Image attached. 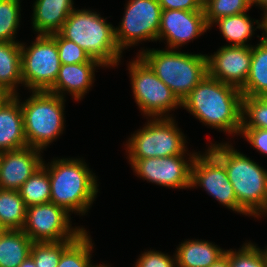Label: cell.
I'll return each instance as SVG.
<instances>
[{"label":"cell","mask_w":267,"mask_h":267,"mask_svg":"<svg viewBox=\"0 0 267 267\" xmlns=\"http://www.w3.org/2000/svg\"><path fill=\"white\" fill-rule=\"evenodd\" d=\"M243 94L209 74L193 88L181 106L212 128L240 135Z\"/></svg>","instance_id":"6da1fadb"},{"label":"cell","mask_w":267,"mask_h":267,"mask_svg":"<svg viewBox=\"0 0 267 267\" xmlns=\"http://www.w3.org/2000/svg\"><path fill=\"white\" fill-rule=\"evenodd\" d=\"M208 150L224 165L240 207L253 217L266 215L267 170L228 143H212Z\"/></svg>","instance_id":"7a4b0ae2"},{"label":"cell","mask_w":267,"mask_h":267,"mask_svg":"<svg viewBox=\"0 0 267 267\" xmlns=\"http://www.w3.org/2000/svg\"><path fill=\"white\" fill-rule=\"evenodd\" d=\"M50 179V202L68 213L85 215L98 193L97 178L81 159H54L47 165Z\"/></svg>","instance_id":"3957f363"},{"label":"cell","mask_w":267,"mask_h":267,"mask_svg":"<svg viewBox=\"0 0 267 267\" xmlns=\"http://www.w3.org/2000/svg\"><path fill=\"white\" fill-rule=\"evenodd\" d=\"M59 33L75 42L104 67L117 66L122 52L115 38V27L104 18L87 9H74Z\"/></svg>","instance_id":"277c9868"},{"label":"cell","mask_w":267,"mask_h":267,"mask_svg":"<svg viewBox=\"0 0 267 267\" xmlns=\"http://www.w3.org/2000/svg\"><path fill=\"white\" fill-rule=\"evenodd\" d=\"M139 56L181 103L208 74L206 54L182 53L175 49H143Z\"/></svg>","instance_id":"5b68a950"},{"label":"cell","mask_w":267,"mask_h":267,"mask_svg":"<svg viewBox=\"0 0 267 267\" xmlns=\"http://www.w3.org/2000/svg\"><path fill=\"white\" fill-rule=\"evenodd\" d=\"M64 102V98L48 91H32L25 102H20L29 147L43 150L63 132Z\"/></svg>","instance_id":"8992f818"},{"label":"cell","mask_w":267,"mask_h":267,"mask_svg":"<svg viewBox=\"0 0 267 267\" xmlns=\"http://www.w3.org/2000/svg\"><path fill=\"white\" fill-rule=\"evenodd\" d=\"M185 136L172 117L150 118L127 142L129 162L134 159L185 155Z\"/></svg>","instance_id":"52a82bcc"},{"label":"cell","mask_w":267,"mask_h":267,"mask_svg":"<svg viewBox=\"0 0 267 267\" xmlns=\"http://www.w3.org/2000/svg\"><path fill=\"white\" fill-rule=\"evenodd\" d=\"M128 67L135 102L145 116L170 117L169 111L181 108L179 99L139 55Z\"/></svg>","instance_id":"ba28073f"},{"label":"cell","mask_w":267,"mask_h":267,"mask_svg":"<svg viewBox=\"0 0 267 267\" xmlns=\"http://www.w3.org/2000/svg\"><path fill=\"white\" fill-rule=\"evenodd\" d=\"M21 43L22 82L32 91H49L58 76L61 62L56 41L50 35H37L26 47Z\"/></svg>","instance_id":"9c48e42d"},{"label":"cell","mask_w":267,"mask_h":267,"mask_svg":"<svg viewBox=\"0 0 267 267\" xmlns=\"http://www.w3.org/2000/svg\"><path fill=\"white\" fill-rule=\"evenodd\" d=\"M70 214L55 205L45 203L27 207L26 219L22 231L33 242H60L76 240L85 228L71 227Z\"/></svg>","instance_id":"30bf717a"},{"label":"cell","mask_w":267,"mask_h":267,"mask_svg":"<svg viewBox=\"0 0 267 267\" xmlns=\"http://www.w3.org/2000/svg\"><path fill=\"white\" fill-rule=\"evenodd\" d=\"M115 38L120 50L139 41H157L162 8L158 0H129Z\"/></svg>","instance_id":"8fae6325"},{"label":"cell","mask_w":267,"mask_h":267,"mask_svg":"<svg viewBox=\"0 0 267 267\" xmlns=\"http://www.w3.org/2000/svg\"><path fill=\"white\" fill-rule=\"evenodd\" d=\"M205 153L194 158L190 187L200 186L223 206L248 215L238 204L224 165L209 150Z\"/></svg>","instance_id":"7c38bea8"},{"label":"cell","mask_w":267,"mask_h":267,"mask_svg":"<svg viewBox=\"0 0 267 267\" xmlns=\"http://www.w3.org/2000/svg\"><path fill=\"white\" fill-rule=\"evenodd\" d=\"M196 153L189 154L190 162L185 155L167 157H151L146 159H134L130 165L140 177L157 185L186 189L191 188V170Z\"/></svg>","instance_id":"4fadbf2b"},{"label":"cell","mask_w":267,"mask_h":267,"mask_svg":"<svg viewBox=\"0 0 267 267\" xmlns=\"http://www.w3.org/2000/svg\"><path fill=\"white\" fill-rule=\"evenodd\" d=\"M252 61V46H222L214 55H207L208 74L241 89L247 80Z\"/></svg>","instance_id":"5bb4252c"},{"label":"cell","mask_w":267,"mask_h":267,"mask_svg":"<svg viewBox=\"0 0 267 267\" xmlns=\"http://www.w3.org/2000/svg\"><path fill=\"white\" fill-rule=\"evenodd\" d=\"M208 29L204 11L162 10L158 40L166 39L168 49H176Z\"/></svg>","instance_id":"9a60e30c"},{"label":"cell","mask_w":267,"mask_h":267,"mask_svg":"<svg viewBox=\"0 0 267 267\" xmlns=\"http://www.w3.org/2000/svg\"><path fill=\"white\" fill-rule=\"evenodd\" d=\"M41 150L25 147L1 152L0 188L19 190L25 181L42 166Z\"/></svg>","instance_id":"2e32d148"},{"label":"cell","mask_w":267,"mask_h":267,"mask_svg":"<svg viewBox=\"0 0 267 267\" xmlns=\"http://www.w3.org/2000/svg\"><path fill=\"white\" fill-rule=\"evenodd\" d=\"M104 67L99 61L90 59L86 63L61 64L53 87L48 91L65 98V91L78 101L89 91L95 80L96 67Z\"/></svg>","instance_id":"e0dca14e"},{"label":"cell","mask_w":267,"mask_h":267,"mask_svg":"<svg viewBox=\"0 0 267 267\" xmlns=\"http://www.w3.org/2000/svg\"><path fill=\"white\" fill-rule=\"evenodd\" d=\"M17 95H7L0 102V151L28 146L24 135L23 113Z\"/></svg>","instance_id":"ac0fdd59"},{"label":"cell","mask_w":267,"mask_h":267,"mask_svg":"<svg viewBox=\"0 0 267 267\" xmlns=\"http://www.w3.org/2000/svg\"><path fill=\"white\" fill-rule=\"evenodd\" d=\"M73 0H36L33 4L32 26L39 35L58 33L75 9Z\"/></svg>","instance_id":"d6986e66"},{"label":"cell","mask_w":267,"mask_h":267,"mask_svg":"<svg viewBox=\"0 0 267 267\" xmlns=\"http://www.w3.org/2000/svg\"><path fill=\"white\" fill-rule=\"evenodd\" d=\"M18 84L23 85L21 43L0 42V91L6 95H17L15 88Z\"/></svg>","instance_id":"ffe728a7"},{"label":"cell","mask_w":267,"mask_h":267,"mask_svg":"<svg viewBox=\"0 0 267 267\" xmlns=\"http://www.w3.org/2000/svg\"><path fill=\"white\" fill-rule=\"evenodd\" d=\"M212 242L202 240L184 241L176 250L177 267H209L225 254Z\"/></svg>","instance_id":"44dd1931"},{"label":"cell","mask_w":267,"mask_h":267,"mask_svg":"<svg viewBox=\"0 0 267 267\" xmlns=\"http://www.w3.org/2000/svg\"><path fill=\"white\" fill-rule=\"evenodd\" d=\"M260 43L252 46V61L245 85L240 89L243 96H267V39L262 35Z\"/></svg>","instance_id":"7402d4cb"},{"label":"cell","mask_w":267,"mask_h":267,"mask_svg":"<svg viewBox=\"0 0 267 267\" xmlns=\"http://www.w3.org/2000/svg\"><path fill=\"white\" fill-rule=\"evenodd\" d=\"M32 244L22 230H3L0 234V267H18L30 256Z\"/></svg>","instance_id":"603a6c76"},{"label":"cell","mask_w":267,"mask_h":267,"mask_svg":"<svg viewBox=\"0 0 267 267\" xmlns=\"http://www.w3.org/2000/svg\"><path fill=\"white\" fill-rule=\"evenodd\" d=\"M246 13L221 17L213 22V24H218L224 38L232 42L230 46H251L246 44V42L253 36V32L256 28L263 30V18L260 23L259 20L253 22ZM253 23L258 25L255 29Z\"/></svg>","instance_id":"cb8c5ba5"},{"label":"cell","mask_w":267,"mask_h":267,"mask_svg":"<svg viewBox=\"0 0 267 267\" xmlns=\"http://www.w3.org/2000/svg\"><path fill=\"white\" fill-rule=\"evenodd\" d=\"M27 207L18 190L0 188V228L22 230Z\"/></svg>","instance_id":"d4e9b609"},{"label":"cell","mask_w":267,"mask_h":267,"mask_svg":"<svg viewBox=\"0 0 267 267\" xmlns=\"http://www.w3.org/2000/svg\"><path fill=\"white\" fill-rule=\"evenodd\" d=\"M26 207L50 202L49 173L43 165L39 167L18 190Z\"/></svg>","instance_id":"484cf974"},{"label":"cell","mask_w":267,"mask_h":267,"mask_svg":"<svg viewBox=\"0 0 267 267\" xmlns=\"http://www.w3.org/2000/svg\"><path fill=\"white\" fill-rule=\"evenodd\" d=\"M92 239L83 232L61 255L57 267H105L91 263Z\"/></svg>","instance_id":"4316f807"},{"label":"cell","mask_w":267,"mask_h":267,"mask_svg":"<svg viewBox=\"0 0 267 267\" xmlns=\"http://www.w3.org/2000/svg\"><path fill=\"white\" fill-rule=\"evenodd\" d=\"M75 240L60 242H33L30 256L36 267H57L62 253Z\"/></svg>","instance_id":"83f0119b"},{"label":"cell","mask_w":267,"mask_h":267,"mask_svg":"<svg viewBox=\"0 0 267 267\" xmlns=\"http://www.w3.org/2000/svg\"><path fill=\"white\" fill-rule=\"evenodd\" d=\"M241 128L267 130V96H243Z\"/></svg>","instance_id":"f1b7e54d"},{"label":"cell","mask_w":267,"mask_h":267,"mask_svg":"<svg viewBox=\"0 0 267 267\" xmlns=\"http://www.w3.org/2000/svg\"><path fill=\"white\" fill-rule=\"evenodd\" d=\"M251 8L247 0H204V12L209 28L221 17L248 12Z\"/></svg>","instance_id":"f546056e"},{"label":"cell","mask_w":267,"mask_h":267,"mask_svg":"<svg viewBox=\"0 0 267 267\" xmlns=\"http://www.w3.org/2000/svg\"><path fill=\"white\" fill-rule=\"evenodd\" d=\"M20 0H0V42H16L20 22Z\"/></svg>","instance_id":"4dcf8cb0"},{"label":"cell","mask_w":267,"mask_h":267,"mask_svg":"<svg viewBox=\"0 0 267 267\" xmlns=\"http://www.w3.org/2000/svg\"><path fill=\"white\" fill-rule=\"evenodd\" d=\"M230 267H267L262 249L248 242L238 251L229 250Z\"/></svg>","instance_id":"1f68e13d"},{"label":"cell","mask_w":267,"mask_h":267,"mask_svg":"<svg viewBox=\"0 0 267 267\" xmlns=\"http://www.w3.org/2000/svg\"><path fill=\"white\" fill-rule=\"evenodd\" d=\"M55 41L61 64L86 63L91 57L75 42L64 38L59 32L50 35Z\"/></svg>","instance_id":"d6a6232c"},{"label":"cell","mask_w":267,"mask_h":267,"mask_svg":"<svg viewBox=\"0 0 267 267\" xmlns=\"http://www.w3.org/2000/svg\"><path fill=\"white\" fill-rule=\"evenodd\" d=\"M174 258L159 251H146L137 259L135 267H176V255Z\"/></svg>","instance_id":"836d02e7"},{"label":"cell","mask_w":267,"mask_h":267,"mask_svg":"<svg viewBox=\"0 0 267 267\" xmlns=\"http://www.w3.org/2000/svg\"><path fill=\"white\" fill-rule=\"evenodd\" d=\"M242 134L246 140L260 153L267 154V130L260 128H241Z\"/></svg>","instance_id":"e575fe53"},{"label":"cell","mask_w":267,"mask_h":267,"mask_svg":"<svg viewBox=\"0 0 267 267\" xmlns=\"http://www.w3.org/2000/svg\"><path fill=\"white\" fill-rule=\"evenodd\" d=\"M162 10L204 11V0H158Z\"/></svg>","instance_id":"d590c367"},{"label":"cell","mask_w":267,"mask_h":267,"mask_svg":"<svg viewBox=\"0 0 267 267\" xmlns=\"http://www.w3.org/2000/svg\"><path fill=\"white\" fill-rule=\"evenodd\" d=\"M209 267H230L229 250Z\"/></svg>","instance_id":"8d00e7d4"},{"label":"cell","mask_w":267,"mask_h":267,"mask_svg":"<svg viewBox=\"0 0 267 267\" xmlns=\"http://www.w3.org/2000/svg\"><path fill=\"white\" fill-rule=\"evenodd\" d=\"M18 267H36L31 256H28Z\"/></svg>","instance_id":"74e56055"},{"label":"cell","mask_w":267,"mask_h":267,"mask_svg":"<svg viewBox=\"0 0 267 267\" xmlns=\"http://www.w3.org/2000/svg\"><path fill=\"white\" fill-rule=\"evenodd\" d=\"M254 4L258 7H262L264 13L267 11V0H253V5Z\"/></svg>","instance_id":"f35d334b"},{"label":"cell","mask_w":267,"mask_h":267,"mask_svg":"<svg viewBox=\"0 0 267 267\" xmlns=\"http://www.w3.org/2000/svg\"><path fill=\"white\" fill-rule=\"evenodd\" d=\"M263 36L267 39V11L264 13L263 17Z\"/></svg>","instance_id":"ab89813d"},{"label":"cell","mask_w":267,"mask_h":267,"mask_svg":"<svg viewBox=\"0 0 267 267\" xmlns=\"http://www.w3.org/2000/svg\"><path fill=\"white\" fill-rule=\"evenodd\" d=\"M7 95L0 91V102L6 97Z\"/></svg>","instance_id":"60d3db41"},{"label":"cell","mask_w":267,"mask_h":267,"mask_svg":"<svg viewBox=\"0 0 267 267\" xmlns=\"http://www.w3.org/2000/svg\"><path fill=\"white\" fill-rule=\"evenodd\" d=\"M263 253L265 254L266 260H267V248L263 250Z\"/></svg>","instance_id":"b9f144b4"},{"label":"cell","mask_w":267,"mask_h":267,"mask_svg":"<svg viewBox=\"0 0 267 267\" xmlns=\"http://www.w3.org/2000/svg\"><path fill=\"white\" fill-rule=\"evenodd\" d=\"M250 3V6H253V0H247Z\"/></svg>","instance_id":"7bdbcfd3"},{"label":"cell","mask_w":267,"mask_h":267,"mask_svg":"<svg viewBox=\"0 0 267 267\" xmlns=\"http://www.w3.org/2000/svg\"><path fill=\"white\" fill-rule=\"evenodd\" d=\"M0 167H1V151H0Z\"/></svg>","instance_id":"ee69618b"}]
</instances>
